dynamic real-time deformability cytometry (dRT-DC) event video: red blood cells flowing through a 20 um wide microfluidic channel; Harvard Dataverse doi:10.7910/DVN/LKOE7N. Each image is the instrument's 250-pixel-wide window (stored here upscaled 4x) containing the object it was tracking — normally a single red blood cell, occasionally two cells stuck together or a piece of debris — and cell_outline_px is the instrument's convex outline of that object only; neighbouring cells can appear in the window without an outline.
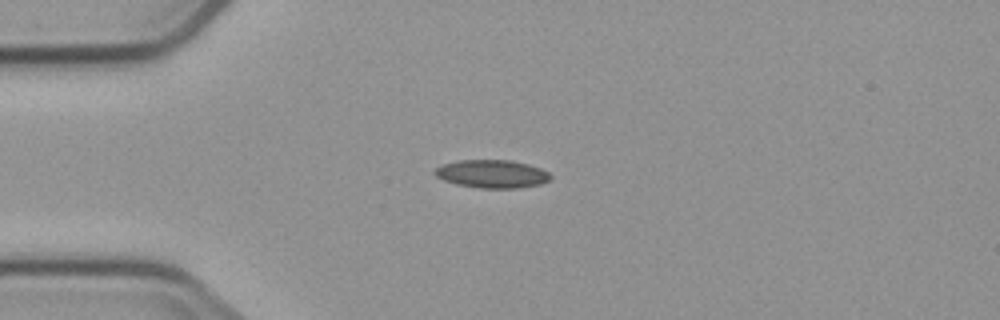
{"species": "common noctule bat (a hibernating species)", "species_latin": "Nyctalus noctula", "temperature_condition": "cold", "stored_images_in_passage": 4, "camera_frame_rate_fps": 3000, "um_per_image_px": 0.085, "animal": {"sex": "male", "body_mass_g": 23.1, "forearm_length_mm": 52.7}, "frame": {"image": 1, "passage_image": 4, "time_ms": 3.333, "image_size_px": [1000, 320], "cell_outline_px": [[552, 176], [548, 180], [540, 184], [520, 188], [480, 188], [456, 184], [444, 180], [436, 176], [432, 172], [436, 168], [444, 164], [460, 160], [512, 160], [528, 164], [540, 168], [548, 172]], "centroid_in_image_um": [41.82, 14.78], "position_along_channel_um": 43.2, "area_um2": 18.9}}